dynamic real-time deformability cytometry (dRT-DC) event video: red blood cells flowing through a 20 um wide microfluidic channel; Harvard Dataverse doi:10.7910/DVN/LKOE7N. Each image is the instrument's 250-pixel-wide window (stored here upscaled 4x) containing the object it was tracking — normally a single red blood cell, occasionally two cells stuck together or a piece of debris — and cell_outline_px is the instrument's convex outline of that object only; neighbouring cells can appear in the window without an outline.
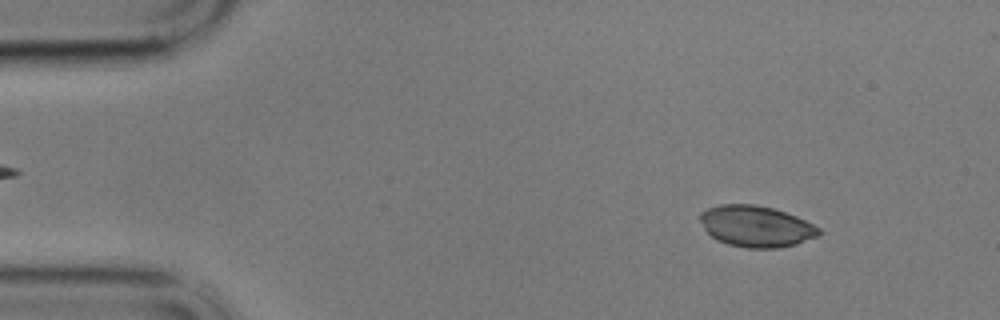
{"species": "common noctule bat (a hibernating species)", "species_latin": "Nyctalus noctula", "temperature_condition": "cold", "stored_images_in_passage": 37, "camera_frame_rate_fps": 3000, "um_per_image_px": 0.085, "animal": {"sex": "male", "body_mass_g": 17.9}, "frame": {"image": 1, "passage_image": 6, "time_ms": 1.667, "image_size_px": [1000, 320], "cell_outline_px": [[824, 232], [820, 236], [796, 244], [780, 248], [748, 248], [728, 244], [716, 240], [704, 228], [700, 220], [700, 212], [708, 208], [720, 204], [756, 204], [772, 208], [796, 216], [820, 228]], "centroid_in_image_um": [64.29, 19.24], "position_along_channel_um": 20.7, "area_um2": 28.67}}
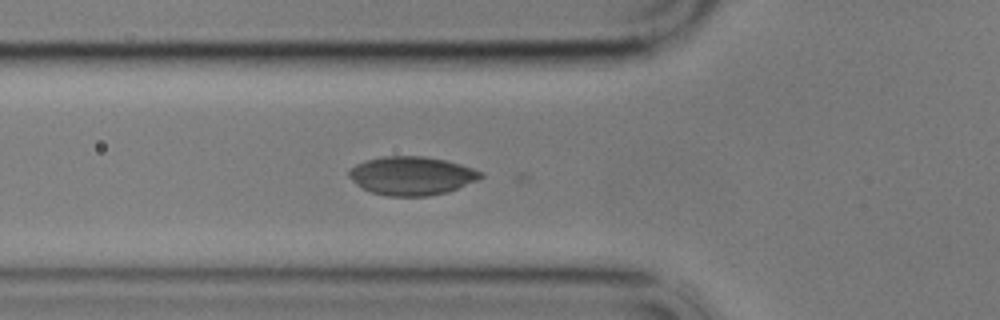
{"frame": {"image": 2, "passage_image": 19, "time_ms": 6.0, "image_size_px": [1000, 320], "cell_outline_px": [[484, 176], [480, 180], [448, 192], [428, 196], [388, 196], [372, 192], [356, 184], [348, 176], [348, 172], [356, 164], [364, 160], [380, 156], [424, 156], [444, 160], [460, 164], [484, 172]], "centroid_in_image_um": [35.02, 14.94], "position_along_channel_um": 90.8, "area_um2": 29.77}}
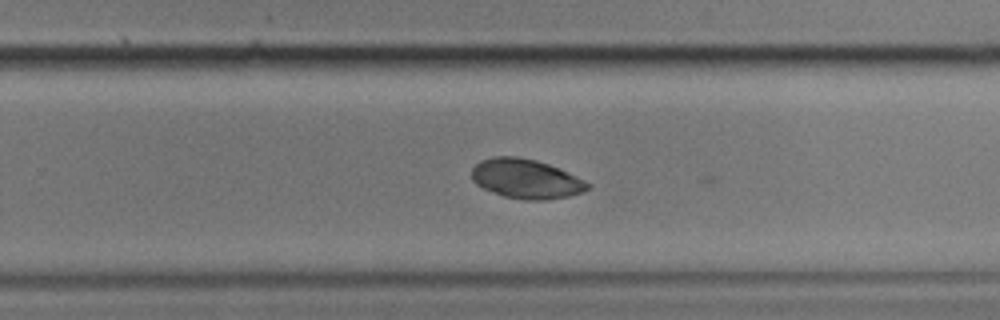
{"frame": {"image": 3, "passage_image": 36, "time_ms": 11.667, "image_size_px": [1000, 320], "cell_outline_px": [[592, 184], [588, 188], [580, 192], [568, 196], [548, 200], [524, 200], [504, 196], [484, 188], [476, 184], [472, 180], [472, 168], [480, 160], [492, 156], [516, 156], [536, 160], [548, 164], [576, 176]], "centroid_in_image_um": [44.69, 15.19], "position_along_channel_um": 285.1, "area_um2": 26.53}}